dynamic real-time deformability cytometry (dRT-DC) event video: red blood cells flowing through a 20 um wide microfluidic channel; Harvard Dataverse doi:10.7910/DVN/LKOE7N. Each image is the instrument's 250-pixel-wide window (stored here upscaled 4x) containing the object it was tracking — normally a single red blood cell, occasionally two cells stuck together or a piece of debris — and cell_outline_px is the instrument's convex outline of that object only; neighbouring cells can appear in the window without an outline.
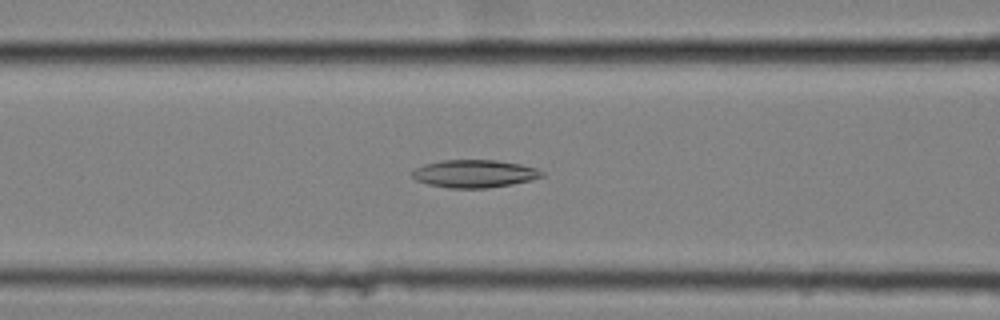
{"species": "common noctule bat (a hibernating species)", "species_latin": "Nyctalus noctula", "temperature_condition": "cold", "stored_images_in_passage": 42, "camera_frame_rate_fps": 3000, "um_per_image_px": 0.085, "animal": {"sex": "female", "body_mass_g": 25.1}, "frame": {"image": 1, "passage_image": 9, "time_ms": 2.667, "image_size_px": [1000, 320], "cell_outline_px": [[544, 176], [532, 180], [512, 184], [488, 188], [448, 188], [428, 184], [416, 180], [412, 176], [412, 172], [416, 168], [424, 164], [440, 160], [496, 160], [520, 164], [536, 168], [544, 172]], "centroid_in_image_um": [40.34, 14.76], "position_along_channel_um": 126.3, "area_um2": 21.04}}
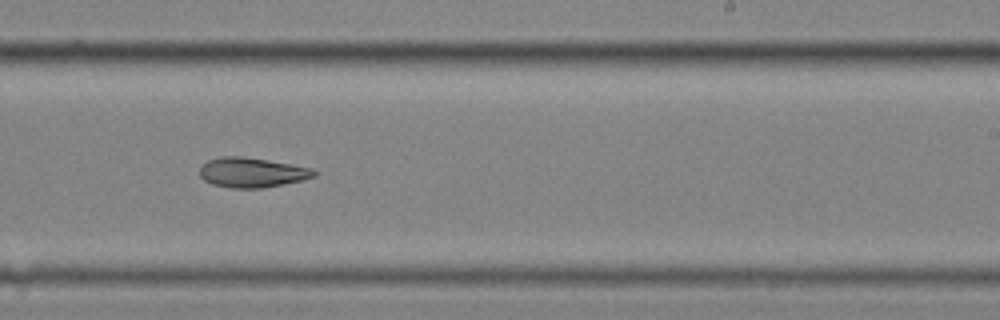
{"frame": {"image": 2, "passage_image": 21, "time_ms": 6.667, "image_size_px": [1000, 320], "cell_outline_px": [[316, 176], [284, 184], [260, 188], [232, 188], [212, 184], [204, 180], [200, 176], [200, 164], [208, 160], [220, 156], [244, 156], [292, 164], [312, 168], [316, 172]], "centroid_in_image_um": [21.38, 14.65], "position_along_channel_um": 267.6, "area_um2": 19.94}}
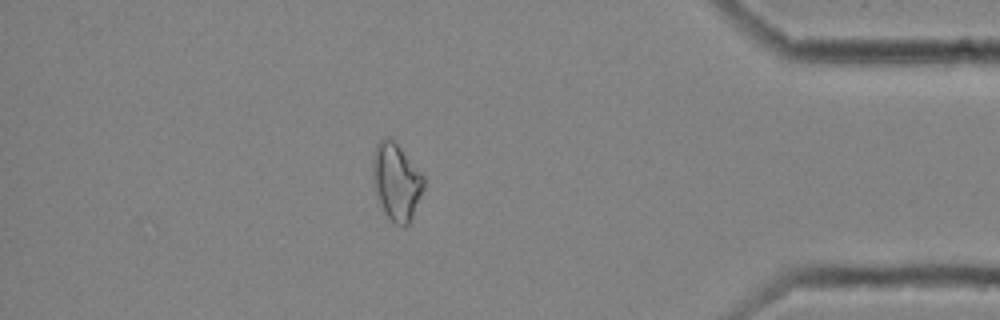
{"frame": {"image": 3, "passage_image": 35, "time_ms": 11.333, "image_size_px": [1000, 320], "cell_outline_px": [[424, 188], [412, 216], [408, 224], [404, 228], [396, 224], [384, 212], [376, 192], [372, 180], [372, 156], [376, 144], [380, 140], [388, 136], [400, 148], [424, 176]], "centroid_in_image_um": [33.67, 15.43], "position_along_channel_um": 401.5, "area_um2": 22.6}}